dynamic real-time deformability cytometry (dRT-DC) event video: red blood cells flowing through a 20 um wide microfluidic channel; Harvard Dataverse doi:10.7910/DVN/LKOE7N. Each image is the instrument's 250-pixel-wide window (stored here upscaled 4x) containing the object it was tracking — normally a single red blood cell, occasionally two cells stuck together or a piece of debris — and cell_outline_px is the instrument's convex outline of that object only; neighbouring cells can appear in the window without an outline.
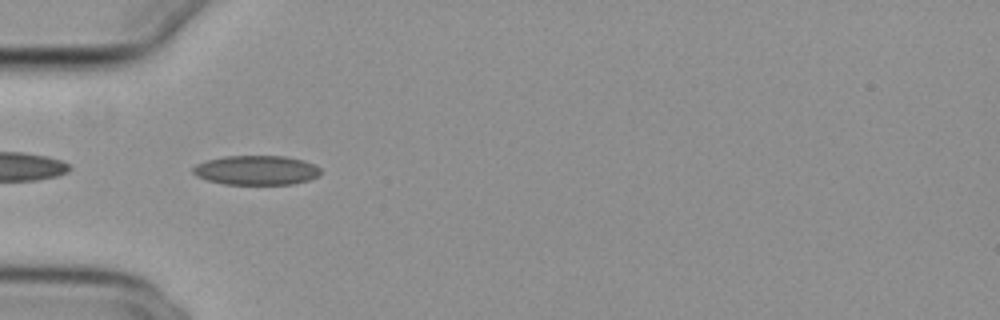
{"species": "common noctule bat (a hibernating species)", "species_latin": "Nyctalus noctula", "temperature_condition": "cold", "stored_images_in_passage": 37, "camera_frame_rate_fps": 3000, "um_per_image_px": 0.085, "animal": {"sex": "female", "body_mass_g": 29.2, "forearm_length_mm": 56.3}, "frame": {"image": 1, "passage_image": 1, "time_ms": 0.0, "image_size_px": [1000, 320], "cell_outline_px": [[320, 176], [308, 180], [292, 184], [224, 184], [208, 180], [196, 176], [192, 172], [192, 168], [196, 164], [208, 160], [224, 156], [284, 156], [304, 160], [316, 164], [320, 168]], "centroid_in_image_um": [21.81, 14.46], "position_along_channel_um": 63.2, "area_um2": 21.96}}
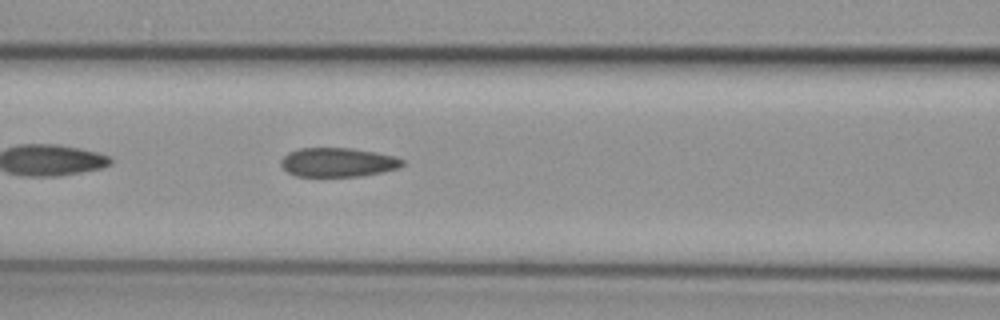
{"frame": {"image": 2, "passage_image": 7, "time_ms": 2.0, "image_size_px": [1000, 320], "cell_outline_px": [[404, 164], [400, 168], [360, 176], [296, 176], [288, 172], [280, 164], [280, 160], [288, 152], [300, 148], [352, 148], [376, 152], [396, 156], [404, 160]], "centroid_in_image_um": [28.73, 13.79], "position_along_channel_um": 137.9, "area_um2": 20.63}}
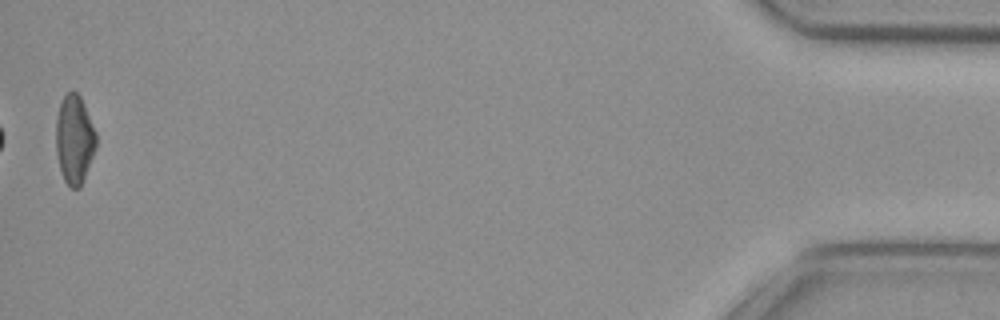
{"frame": {"image": 3, "passage_image": 37, "time_ms": 12.0, "image_size_px": [1000, 320], "cell_outline_px": [[96, 148], [80, 188], [72, 188], [64, 180], [60, 168], [56, 152], [56, 116], [60, 104], [64, 96], [72, 88], [80, 96], [84, 104], [96, 132]], "centroid_in_image_um": [6.32, 11.83], "position_along_channel_um": 428.9, "area_um2": 20.75}, "authors_computed_cell_mechanics": {"area_um2": 21.0392, "velocity_mm_per_s": 3.8461, "shape_relaxation_time_tau1_ms": null, "shape_relaxation_time_tau2_ms": 2.7401, "deformation_change_tau1": null, "deformation_change_tau2": 0.0859}}